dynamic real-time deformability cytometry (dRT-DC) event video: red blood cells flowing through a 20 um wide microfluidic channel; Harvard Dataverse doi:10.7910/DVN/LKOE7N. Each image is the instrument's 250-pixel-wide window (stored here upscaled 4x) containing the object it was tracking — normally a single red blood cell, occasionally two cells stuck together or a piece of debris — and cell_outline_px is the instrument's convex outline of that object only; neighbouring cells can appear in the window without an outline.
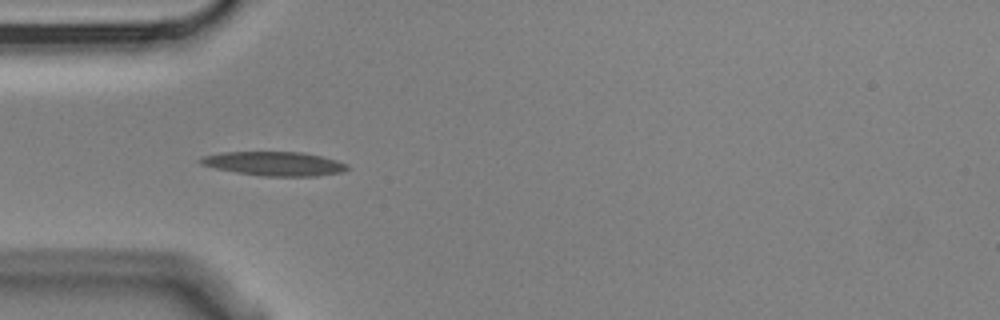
{"species": "Egyptian fruit bat (a non-hibernating species)", "species_latin": "Rousettus aegyptiacus", "temperature_condition": "cold", "stored_images_in_passage": 8, "camera_frame_rate_fps": 3000, "um_per_image_px": 0.085, "animal": {"sex": "male"}, "frame": {"image": 1, "passage_image": 4, "time_ms": 1.0, "image_size_px": [1000, 320], "cell_outline_px": [[348, 168], [340, 172], [316, 176], [264, 176], [236, 172], [216, 168], [200, 164], [200, 160], [204, 156], [224, 152], [300, 152], [320, 156], [336, 160], [348, 164]], "centroid_in_image_um": [23.33, 13.91], "position_along_channel_um": 61.7, "area_um2": 20.23}}
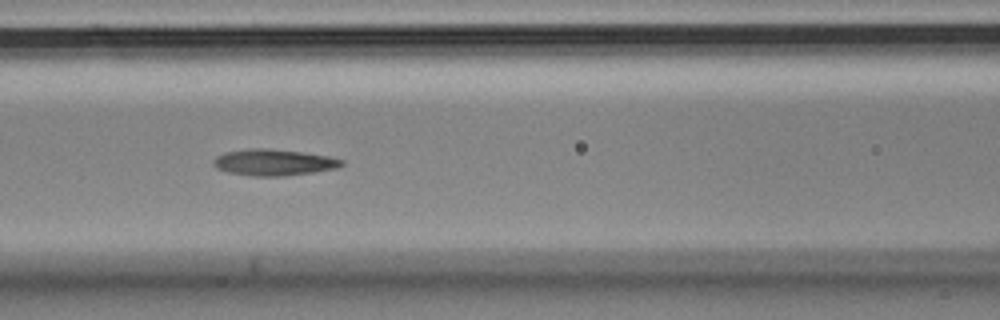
{"frame": {"image": 2, "passage_image": 6, "time_ms": 1.667, "image_size_px": [1000, 320], "cell_outline_px": [[344, 164], [336, 168], [312, 172], [284, 176], [256, 176], [228, 172], [216, 168], [212, 164], [212, 160], [216, 156], [224, 152], [248, 148], [268, 148], [300, 152], [328, 156], [344, 160]], "centroid_in_image_um": [23.22, 13.79], "position_along_channel_um": 143.4, "area_um2": 19.65}}
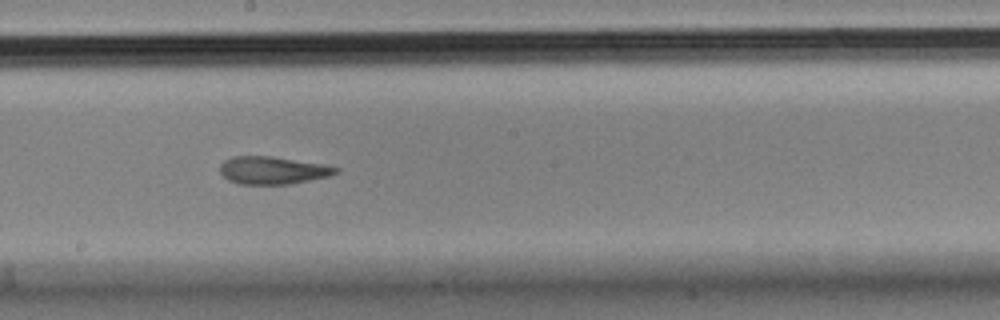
{"frame": {"image": 3, "passage_image": 8, "time_ms": 2.333, "image_size_px": [1000, 320], "cell_outline_px": [[340, 172], [328, 176], [288, 184], [240, 184], [228, 180], [220, 172], [220, 164], [224, 160], [232, 156], [272, 156], [320, 164], [340, 168]], "centroid_in_image_um": [23.14, 14.47], "position_along_channel_um": 225.1, "area_um2": 18.5}}